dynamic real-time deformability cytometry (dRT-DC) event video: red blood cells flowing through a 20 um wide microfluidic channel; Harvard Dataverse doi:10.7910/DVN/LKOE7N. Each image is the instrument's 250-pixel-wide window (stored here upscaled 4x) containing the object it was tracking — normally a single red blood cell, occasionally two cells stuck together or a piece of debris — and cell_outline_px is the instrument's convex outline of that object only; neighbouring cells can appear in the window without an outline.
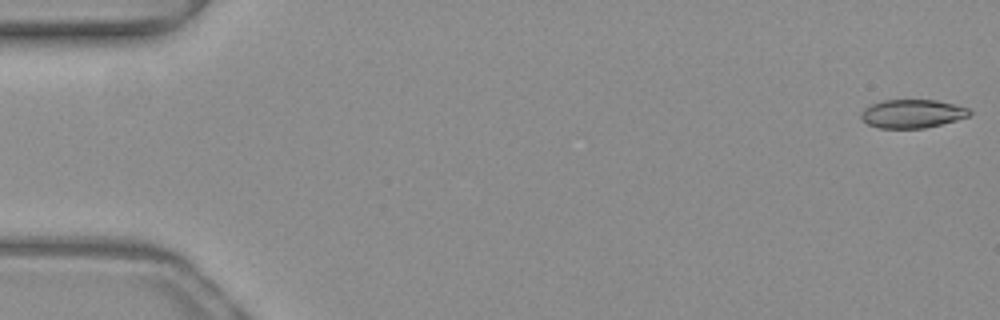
{"species": "common noctule bat (a hibernating species)", "species_latin": "Nyctalus noctula", "temperature_condition": "warm", "stored_images_in_passage": 52, "camera_frame_rate_fps": 3000, "um_per_image_px": 0.085, "animal": {"sex": "female", "body_mass_g": 19.3, "forearm_length_mm": 54.1}, "frame": {"image": 1, "passage_image": 1, "time_ms": 0.0, "image_size_px": [1000, 320], "cell_outline_px": [[972, 112], [968, 116], [956, 120], [924, 128], [880, 128], [868, 124], [860, 116], [860, 112], [864, 108], [872, 104], [884, 100], [936, 100], [968, 108]], "centroid_in_image_um": [77.52, 9.66], "position_along_channel_um": 7.5, "area_um2": 17.8}}
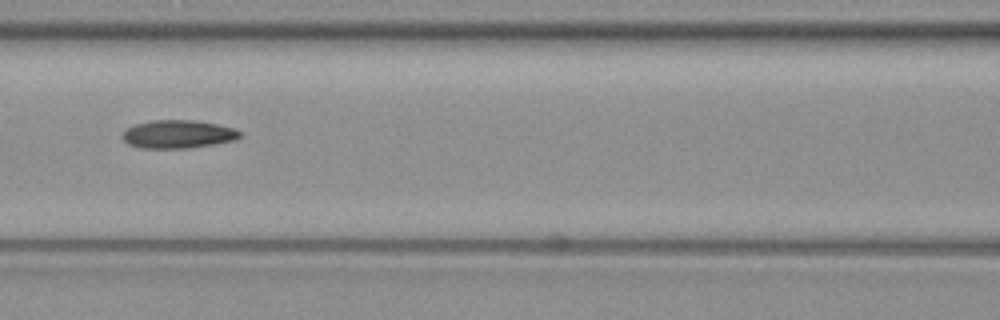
{"frame": {"image": 2, "passage_image": 23, "time_ms": 7.333, "image_size_px": [1000, 320], "cell_outline_px": [[244, 136], [236, 140], [188, 148], [140, 148], [128, 144], [120, 136], [128, 128], [136, 124], [152, 120], [192, 120], [216, 124], [232, 128], [240, 132]], "centroid_in_image_um": [15.13, 11.41], "position_along_channel_um": 151.5, "area_um2": 19.19}}
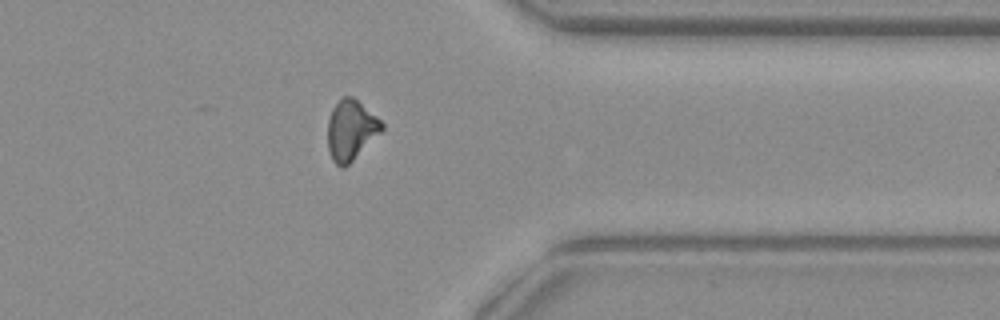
{"frame": {"image": 3, "passage_image": 41, "time_ms": 13.333, "image_size_px": [1000, 320], "cell_outline_px": [[384, 128], [344, 168], [340, 168], [332, 160], [328, 148], [328, 120], [332, 108], [344, 96], [352, 96], [376, 116], [384, 124]], "centroid_in_image_um": [29.8, 11.06], "position_along_channel_um": 381.6, "area_um2": 18.55}, "authors_computed_cell_mechanics": {"area_um2": 18.7561, "velocity_mm_per_s": 4.0033, "shape_relaxation_time_tau1_ms": null, "shape_relaxation_time_tau2_ms": 7.1879, "deformation_change_tau1": null, "deformation_change_tau2": 0.1575}}